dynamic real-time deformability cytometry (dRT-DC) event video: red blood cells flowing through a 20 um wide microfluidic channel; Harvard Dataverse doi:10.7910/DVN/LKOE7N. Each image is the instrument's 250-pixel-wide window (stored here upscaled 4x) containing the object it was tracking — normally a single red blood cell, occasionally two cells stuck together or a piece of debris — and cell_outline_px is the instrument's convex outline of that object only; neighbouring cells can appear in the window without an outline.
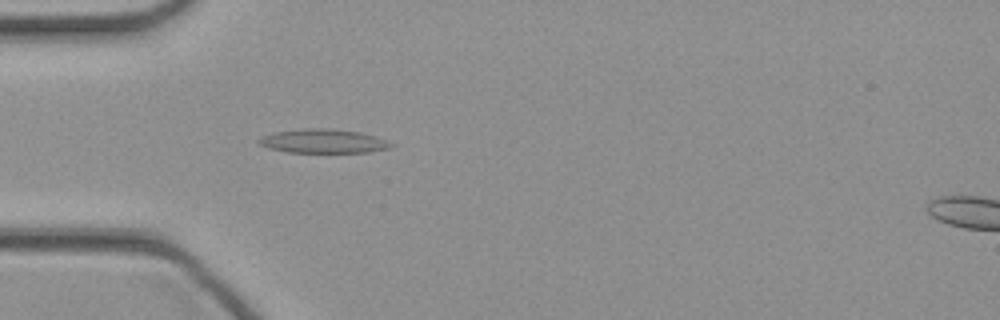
{"species": "common noctule bat (a hibernating species)", "species_latin": "Nyctalus noctula", "temperature_condition": "cold", "stored_images_in_passage": 46, "camera_frame_rate_fps": 3000, "um_per_image_px": 0.085, "animal": {"sex": "female", "body_mass_g": 21.9}, "frame": {"image": 1, "passage_image": 14, "time_ms": 4.333, "image_size_px": [1000, 320], "cell_outline_px": [[396, 144], [392, 148], [368, 152], [288, 152], [268, 148], [260, 144], [256, 140], [264, 136], [276, 132], [304, 128], [328, 128], [360, 132], [376, 136]], "centroid_in_image_um": [27.53, 12.0], "position_along_channel_um": 57.5, "area_um2": 18.44}}
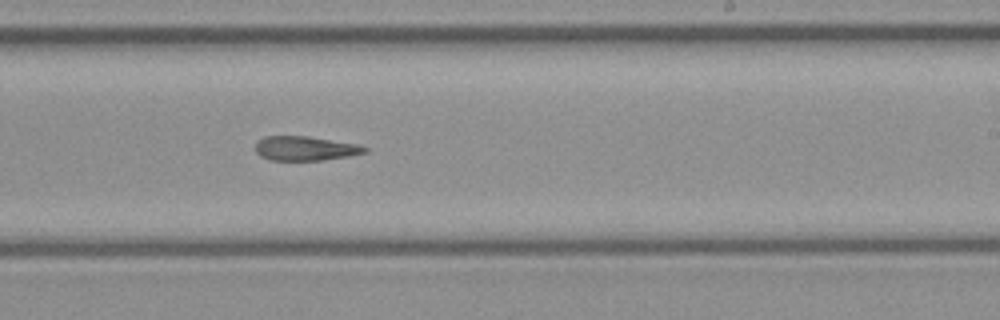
{"frame": {"image": 2, "passage_image": 28, "time_ms": 9.0, "image_size_px": [1000, 320], "cell_outline_px": [[368, 152], [348, 156], [320, 160], [268, 160], [260, 156], [256, 152], [256, 140], [264, 136], [308, 136], [360, 144], [368, 148]], "centroid_in_image_um": [25.94, 12.6], "position_along_channel_um": 263.1, "area_um2": 15.66}}
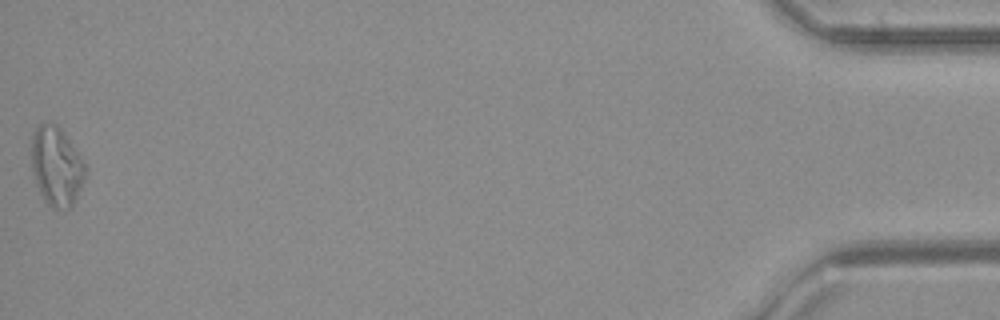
{"frame": {"image": 3, "passage_image": 46, "time_ms": 15.0, "image_size_px": [1000, 320], "cell_outline_px": [[88, 168], [72, 208], [52, 208], [44, 200], [36, 184], [32, 168], [32, 132], [40, 124], [48, 120], [56, 124], [64, 132]], "centroid_in_image_um": [4.8, 14.11], "position_along_channel_um": 430.4, "area_um2": 24.85}}